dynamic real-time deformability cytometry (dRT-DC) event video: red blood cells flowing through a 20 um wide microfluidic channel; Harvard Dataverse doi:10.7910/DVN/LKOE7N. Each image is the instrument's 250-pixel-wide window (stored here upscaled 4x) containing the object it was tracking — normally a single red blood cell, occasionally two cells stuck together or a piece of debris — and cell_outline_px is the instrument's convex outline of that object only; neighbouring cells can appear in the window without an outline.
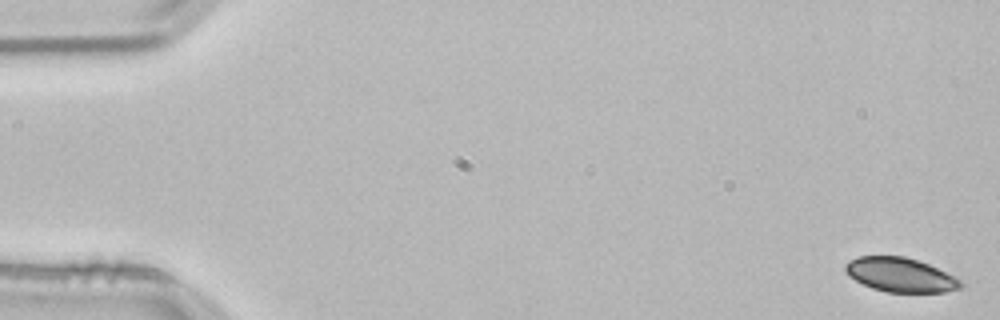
{"species": "common noctule bat (a hibernating species)", "species_latin": "Nyctalus noctula", "temperature_condition": "room temperature", "stored_images_in_passage": 23, "camera_frame_rate_fps": 3000, "um_per_image_px": 0.085, "animal": {"sex": "male", "body_mass_g": 21.5, "forearm_length_mm": 52.0}, "frame": {"image": 1, "passage_image": 1, "time_ms": 0.0, "image_size_px": [1000, 320], "cell_outline_px": [[964, 284], [960, 288], [944, 292], [888, 292], [872, 288], [848, 276], [844, 272], [844, 264], [848, 260], [860, 256], [904, 256], [928, 264], [956, 276]], "centroid_in_image_um": [76.51, 23.36], "position_along_channel_um": 8.5, "area_um2": 23.06}}
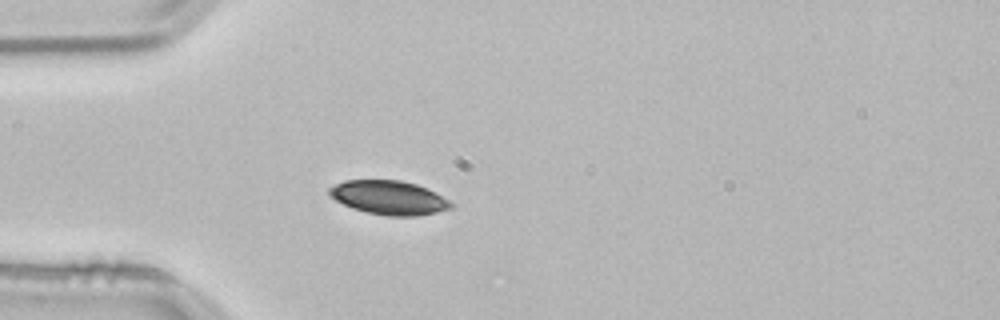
{"frame": {"image": 2, "passage_image": 15, "time_ms": 4.667, "image_size_px": [1000, 320], "cell_outline_px": [[452, 208], [436, 212], [416, 216], [388, 216], [368, 212], [352, 208], [328, 196], [328, 188], [344, 180], [400, 180], [416, 184], [448, 200], [452, 204]], "centroid_in_image_um": [33.0, 16.8], "position_along_channel_um": 52.0, "area_um2": 23.76}}